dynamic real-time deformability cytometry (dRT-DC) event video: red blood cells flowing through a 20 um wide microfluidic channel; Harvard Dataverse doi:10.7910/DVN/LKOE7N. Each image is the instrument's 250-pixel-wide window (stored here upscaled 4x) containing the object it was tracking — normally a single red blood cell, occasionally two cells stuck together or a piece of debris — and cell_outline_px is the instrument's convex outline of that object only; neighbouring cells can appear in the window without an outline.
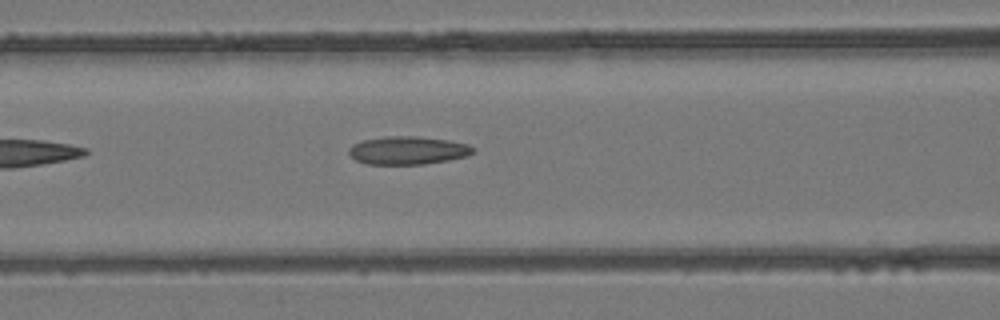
{"species": "common noctule bat (a hibernating species)", "species_latin": "Nyctalus noctula", "temperature_condition": "room temperature", "stored_images_in_passage": 6, "camera_frame_rate_fps": 3000, "um_per_image_px": 0.085, "animal": {"sex": "female", "body_mass_g": 24.6, "forearm_length_mm": 56.2}, "frame": {"image": 1, "passage_image": 6, "time_ms": 1.667, "image_size_px": [1000, 320], "cell_outline_px": [[476, 148], [468, 156], [448, 160], [424, 164], [368, 164], [356, 160], [348, 152], [348, 148], [352, 144], [364, 140], [384, 136], [416, 136], [448, 140], [468, 144]], "centroid_in_image_um": [34.67, 12.78], "position_along_channel_um": 131.9, "area_um2": 20.35}}